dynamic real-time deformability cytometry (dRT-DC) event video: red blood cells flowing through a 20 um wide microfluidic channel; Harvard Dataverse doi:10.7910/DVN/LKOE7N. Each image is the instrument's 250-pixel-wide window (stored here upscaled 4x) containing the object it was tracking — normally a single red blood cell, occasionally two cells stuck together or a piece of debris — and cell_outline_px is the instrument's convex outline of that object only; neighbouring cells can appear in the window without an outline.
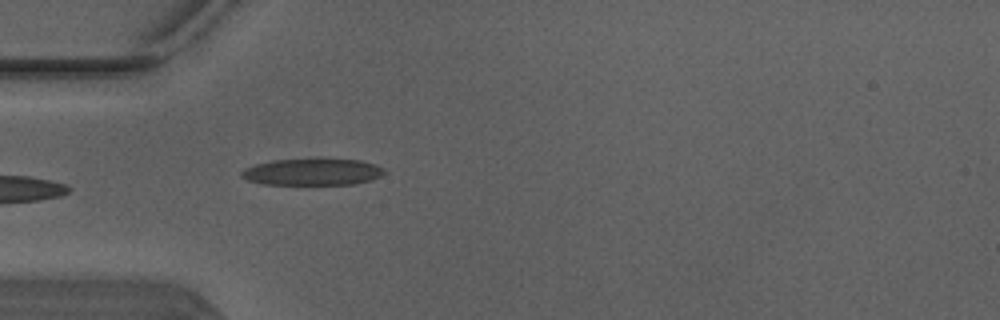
{"species": "Egyptian fruit bat (a non-hibernating species)", "species_latin": "Rousettus aegyptiacus", "temperature_condition": "warm", "stored_images_in_passage": 5, "camera_frame_rate_fps": 3000, "um_per_image_px": 0.085, "animal": {"sex": "male"}, "frame": {"image": 1, "passage_image": 5, "time_ms": 1.333, "image_size_px": [1000, 320], "cell_outline_px": [[384, 172], [380, 176], [368, 180], [352, 184], [264, 184], [248, 180], [240, 176], [240, 172], [244, 168], [256, 164], [276, 160], [320, 156], [360, 160], [376, 164], [384, 168]], "centroid_in_image_um": [26.56, 14.56], "position_along_channel_um": 58.4, "area_um2": 22.89}}